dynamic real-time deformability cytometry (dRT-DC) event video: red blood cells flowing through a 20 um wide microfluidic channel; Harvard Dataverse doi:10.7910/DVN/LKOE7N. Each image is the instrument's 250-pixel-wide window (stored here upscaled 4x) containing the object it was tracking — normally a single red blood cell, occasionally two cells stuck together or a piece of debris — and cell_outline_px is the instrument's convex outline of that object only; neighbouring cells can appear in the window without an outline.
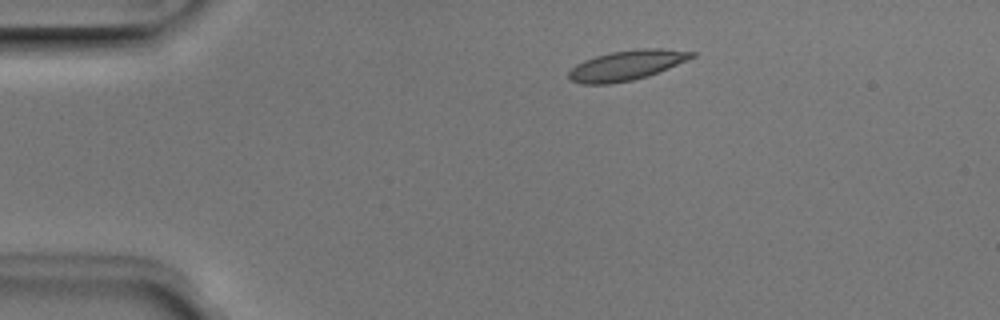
{"species": "Egyptian fruit bat (a non-hibernating species)", "species_latin": "Rousettus aegyptiacus", "temperature_condition": "room temperature", "stored_images_in_passage": 5, "camera_frame_rate_fps": 3000, "um_per_image_px": 0.085, "animal": {"sex": "male"}, "frame": {"image": 1, "passage_image": 3, "time_ms": 0.667, "image_size_px": [1000, 320], "cell_outline_px": [[696, 56], [688, 60], [648, 76], [632, 80], [608, 84], [580, 84], [568, 80], [568, 72], [576, 64], [584, 60], [608, 52], [644, 48], [660, 48], [696, 52]], "centroid_in_image_um": [53.24, 5.55], "position_along_channel_um": 31.8, "area_um2": 21.56}}
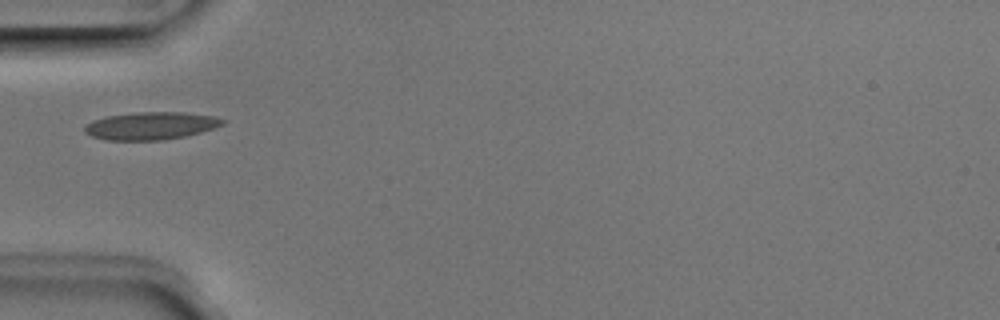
{"frame": {"image": 2, "passage_image": 5, "time_ms": 1.333, "image_size_px": [1000, 320], "cell_outline_px": [[228, 120], [224, 124], [216, 128], [184, 136], [160, 140], [108, 140], [92, 136], [84, 132], [84, 128], [92, 120], [108, 116], [136, 112], [184, 112], [216, 116]], "centroid_in_image_um": [12.88, 10.68], "position_along_channel_um": 72.1, "area_um2": 22.25}}